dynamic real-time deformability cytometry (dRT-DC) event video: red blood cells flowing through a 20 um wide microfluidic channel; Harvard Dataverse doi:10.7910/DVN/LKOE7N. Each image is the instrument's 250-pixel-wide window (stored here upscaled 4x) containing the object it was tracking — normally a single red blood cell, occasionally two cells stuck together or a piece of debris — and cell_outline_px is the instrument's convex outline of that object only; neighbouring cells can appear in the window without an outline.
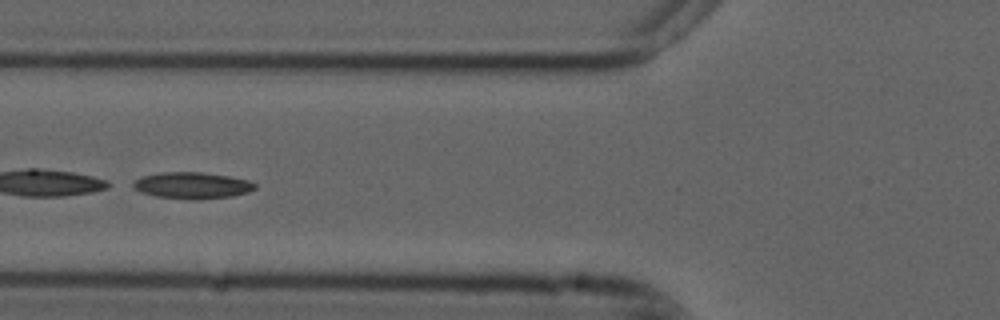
{"species": "common noctule bat (a hibernating species)", "species_latin": "Nyctalus noctula", "temperature_condition": "cold", "stored_images_in_passage": 46, "camera_frame_rate_fps": 3000, "um_per_image_px": 0.085, "animal": {"sex": "male", "forearm_length_mm": 52.5}, "frame": {"image": 1, "passage_image": 13, "time_ms": 4.0, "image_size_px": [1000, 320], "cell_outline_px": [[256, 188], [248, 192], [232, 196], [200, 200], [192, 200], [156, 196], [140, 192], [132, 188], [128, 184], [144, 176], [160, 172], [200, 172], [228, 176], [248, 180], [256, 184]], "centroid_in_image_um": [16.3, 15.77], "position_along_channel_um": 109.5, "area_um2": 18.96}}
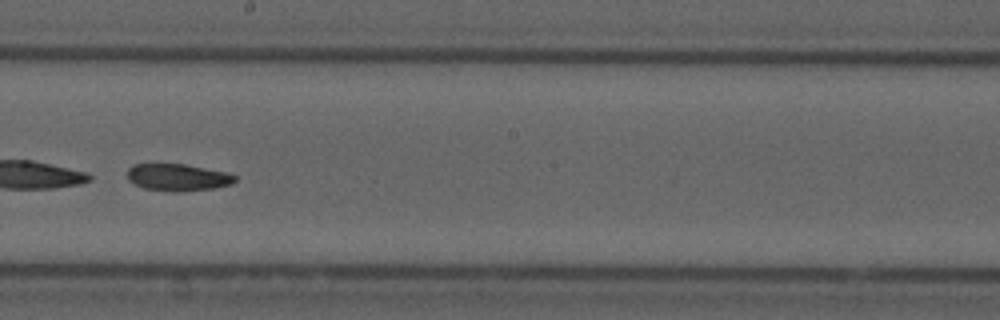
{"frame": {"image": 2, "passage_image": 23, "time_ms": 7.333, "image_size_px": [1000, 320], "cell_outline_px": [[236, 180], [232, 184], [216, 188], [176, 192], [144, 188], [128, 180], [128, 168], [132, 164], [184, 164], [228, 172], [236, 176]], "centroid_in_image_um": [15.14, 15.07], "position_along_channel_um": 233.1, "area_um2": 16.99}, "authors_computed_cell_mechanics": {"area_um2": 19.2763, "velocity_mm_per_s": 3.7071, "shape_relaxation_time_tau1_ms": 0.9134, "shape_relaxation_time_tau2_ms": 7.6996, "deformation_change_tau1": 0.2249, "deformation_change_tau2": 0.1467}}